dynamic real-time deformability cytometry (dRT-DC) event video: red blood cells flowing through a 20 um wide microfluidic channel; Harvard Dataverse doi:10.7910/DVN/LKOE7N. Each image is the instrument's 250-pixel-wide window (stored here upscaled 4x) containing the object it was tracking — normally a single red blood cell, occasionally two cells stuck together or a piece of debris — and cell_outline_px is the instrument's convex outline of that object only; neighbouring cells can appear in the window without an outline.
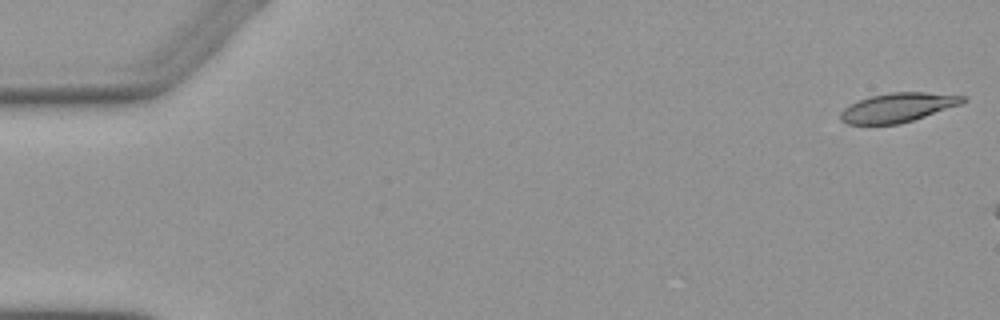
{"species": "Egyptian fruit bat (a non-hibernating species)", "species_latin": "Rousettus aegyptiacus", "temperature_condition": "warm", "stored_images_in_passage": 8, "camera_frame_rate_fps": 3000, "um_per_image_px": 0.085, "animal": {"sex": "female"}, "frame": {"image": 1, "passage_image": 1, "time_ms": 0.0, "image_size_px": [1000, 320], "cell_outline_px": [[968, 100], [964, 104], [900, 124], [848, 124], [840, 120], [840, 112], [844, 108], [868, 96], [892, 92], [924, 92], [968, 96]], "centroid_in_image_um": [76.38, 9.13], "position_along_channel_um": 8.6, "area_um2": 20.98}}
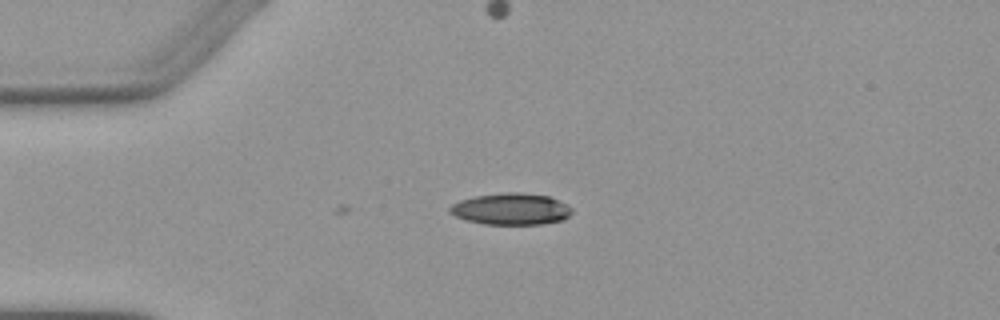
{"frame": {"image": 2, "passage_image": 6, "time_ms": 6.0, "image_size_px": [1000, 320], "cell_outline_px": [[572, 212], [564, 220], [540, 224], [484, 224], [464, 220], [448, 212], [448, 208], [452, 204], [460, 200], [476, 196], [504, 192], [520, 192], [548, 196], [568, 204], [572, 208]], "centroid_in_image_um": [43.43, 17.76], "position_along_channel_um": 41.6, "area_um2": 22.6}}